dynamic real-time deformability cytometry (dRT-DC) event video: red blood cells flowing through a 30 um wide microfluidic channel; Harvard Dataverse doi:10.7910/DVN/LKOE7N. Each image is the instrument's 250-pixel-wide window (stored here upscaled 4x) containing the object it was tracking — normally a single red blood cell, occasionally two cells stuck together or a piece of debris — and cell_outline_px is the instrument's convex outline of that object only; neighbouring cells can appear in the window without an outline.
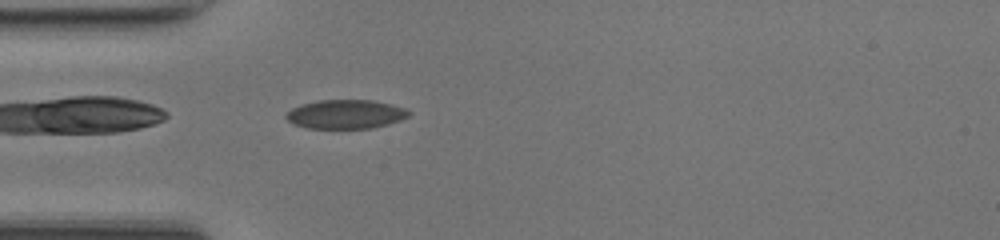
{"species": "common noctule bat (a hibernating species)", "species_latin": "Nyctalus noctula", "temperature_condition": "room temperature", "stored_images_in_passage": 30, "camera_frame_rate_fps": 3000, "um_per_image_px": 0.085, "animal": {"sex": "female", "body_mass_g": 17.0, "forearm_length_mm": 48.0}, "frame": {"image": 1, "passage_image": 2, "time_ms": 0.333, "image_size_px": [1000, 240], "cell_outline_px": [[412, 112], [408, 116], [400, 120], [388, 124], [372, 128], [308, 128], [292, 124], [284, 116], [292, 108], [300, 104], [320, 100], [372, 100], [392, 104], [404, 108]], "centroid_in_image_um": [29.37, 9.7], "position_along_channel_um": 55.6, "area_um2": 20.75}}
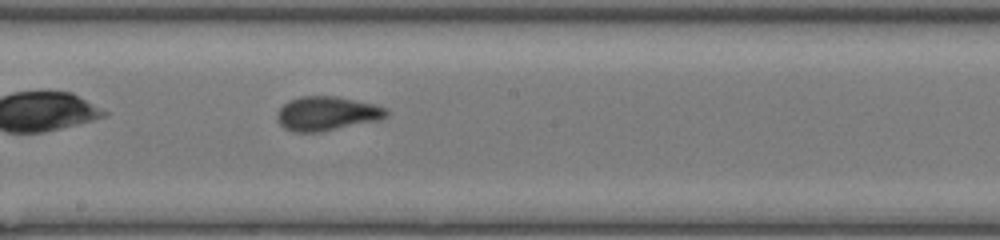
{"frame": {"image": 2, "passage_image": 14, "time_ms": 4.333, "image_size_px": [1000, 240], "cell_outline_px": [[388, 116], [380, 120], [320, 132], [292, 132], [284, 128], [276, 120], [276, 112], [288, 100], [300, 96], [336, 96], [376, 104], [388, 108]], "centroid_in_image_um": [27.78, 9.65], "position_along_channel_um": 220.4, "area_um2": 22.08}}
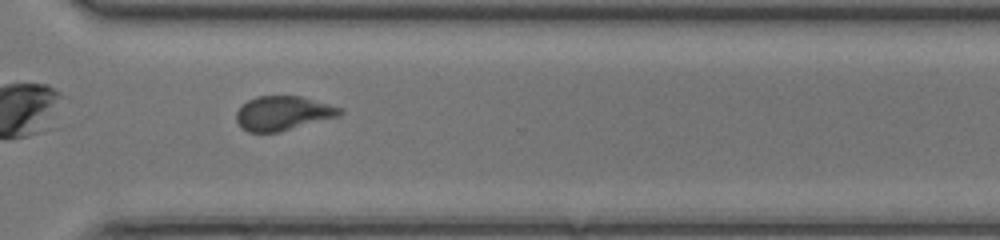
{"frame": {"image": 3, "passage_image": 23, "time_ms": 7.333, "image_size_px": [1000, 240], "cell_outline_px": [[344, 112], [340, 116], [280, 132], [248, 132], [236, 120], [236, 112], [248, 100], [256, 96], [300, 96], [328, 104], [340, 108]], "centroid_in_image_um": [24.07, 9.63], "position_along_channel_um": 346.5, "area_um2": 20.52}, "authors_computed_cell_mechanics": {"area_um2": 21.1548, "velocity_mm_per_s": 4.2052, "shape_relaxation_time_tau1_ms": 3.7955, "shape_relaxation_time_tau2_ms": 1.6603, "deformation_change_tau1": 0.1159, "deformation_change_tau2": 0.0498}}